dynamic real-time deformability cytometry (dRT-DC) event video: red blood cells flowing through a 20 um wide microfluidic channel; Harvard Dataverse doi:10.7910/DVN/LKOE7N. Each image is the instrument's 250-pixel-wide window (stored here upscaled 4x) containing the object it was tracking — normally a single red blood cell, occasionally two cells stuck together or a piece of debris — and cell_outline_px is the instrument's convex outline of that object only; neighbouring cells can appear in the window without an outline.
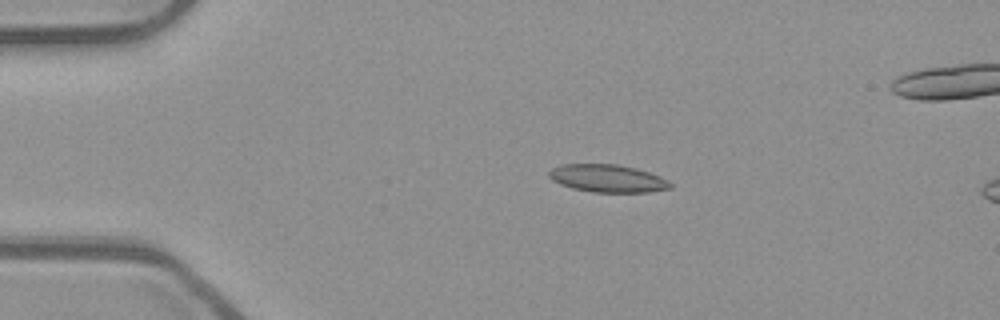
{"species": "common noctule bat (a hibernating species)", "species_latin": "Nyctalus noctula", "temperature_condition": "room temperature", "stored_images_in_passage": 12, "camera_frame_rate_fps": 3000, "um_per_image_px": 0.085, "animal": {"sex": "male", "body_mass_g": 23.1, "forearm_length_mm": 52.7}, "frame": {"image": 1, "passage_image": 7, "time_ms": 2.0, "image_size_px": [1000, 320], "cell_outline_px": [[672, 188], [648, 192], [592, 192], [572, 188], [560, 184], [552, 180], [548, 176], [548, 172], [552, 168], [560, 164], [616, 164], [636, 168], [660, 176], [668, 180], [672, 184]], "centroid_in_image_um": [51.63, 15.16], "position_along_channel_um": 33.4, "area_um2": 19.65}}